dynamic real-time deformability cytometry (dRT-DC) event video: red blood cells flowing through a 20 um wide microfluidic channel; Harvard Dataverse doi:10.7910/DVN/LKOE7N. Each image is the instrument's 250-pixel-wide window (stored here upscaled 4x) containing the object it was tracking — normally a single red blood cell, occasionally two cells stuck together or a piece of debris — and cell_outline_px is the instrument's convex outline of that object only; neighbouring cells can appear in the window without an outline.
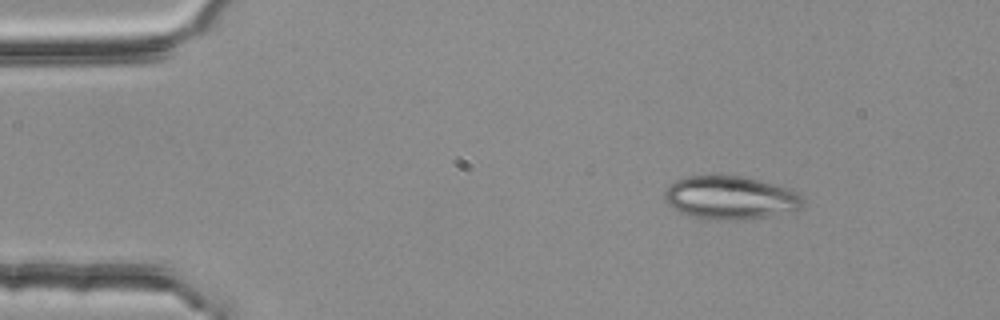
{"species": "common noctule bat (a hibernating species)", "species_latin": "Nyctalus noctula", "temperature_condition": "room temperature", "stored_images_in_passage": 3, "camera_frame_rate_fps": 3000, "um_per_image_px": 0.085, "animal": {"sex": "female", "body_mass_g": 25.1}, "frame": {"image": 1, "passage_image": 1, "time_ms": 0.0, "image_size_px": [1000, 320], "cell_outline_px": [[804, 204], [800, 208], [792, 212], [744, 220], [716, 220], [692, 216], [680, 212], [672, 208], [664, 200], [664, 192], [676, 180], [688, 176], [740, 176], [788, 188], [796, 192], [804, 200]], "centroid_in_image_um": [62.08, 16.83], "position_along_channel_um": 22.9, "area_um2": 34.68}}